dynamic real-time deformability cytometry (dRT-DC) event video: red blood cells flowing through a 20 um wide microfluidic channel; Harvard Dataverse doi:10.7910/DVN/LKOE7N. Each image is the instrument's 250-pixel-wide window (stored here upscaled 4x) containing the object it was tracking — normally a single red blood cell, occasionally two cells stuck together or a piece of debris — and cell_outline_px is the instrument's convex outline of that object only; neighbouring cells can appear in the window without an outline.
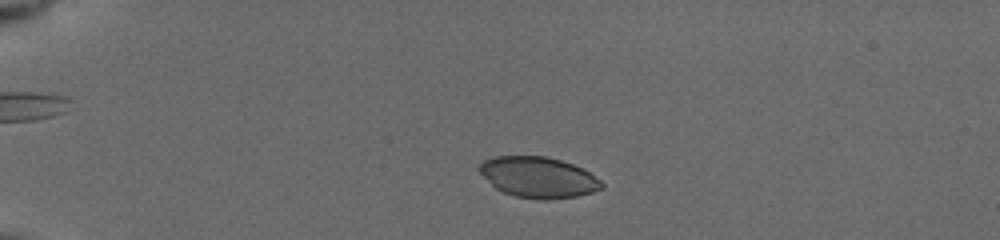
{"species": "common noctule bat (a hibernating species)", "species_latin": "Nyctalus noctula", "temperature_condition": "cold", "stored_images_in_passage": 49, "camera_frame_rate_fps": 3000, "um_per_image_px": 0.085, "animal": {"sex": "female", "body_mass_g": 19.5, "forearm_length_mm": 54.1}, "frame": {"image": 1, "passage_image": 11, "time_ms": 2.667, "image_size_px": [1000, 240], "cell_outline_px": [[604, 188], [592, 192], [576, 196], [548, 200], [544, 200], [516, 196], [504, 192], [496, 188], [476, 168], [484, 160], [496, 156], [544, 156], [560, 160], [584, 168], [600, 180], [604, 184]], "centroid_in_image_um": [45.78, 15.06], "position_along_channel_um": 39.2, "area_um2": 28.96}}
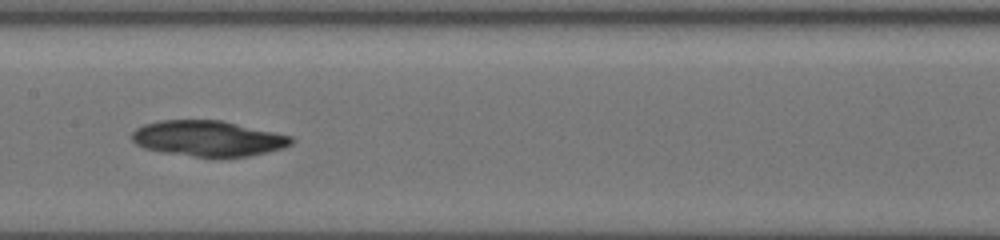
{"frame": {"image": 2, "passage_image": 28, "time_ms": 8.0, "image_size_px": [1000, 240], "cell_outline_px": [[296, 140], [292, 144], [284, 148], [268, 152], [248, 156], [220, 160], [164, 152], [144, 148], [136, 144], [132, 140], [132, 132], [136, 128], [144, 124], [160, 120], [220, 120], [276, 132], [292, 136]], "centroid_in_image_um": [17.74, 11.8], "position_along_channel_um": 189.7, "area_um2": 33.81}}
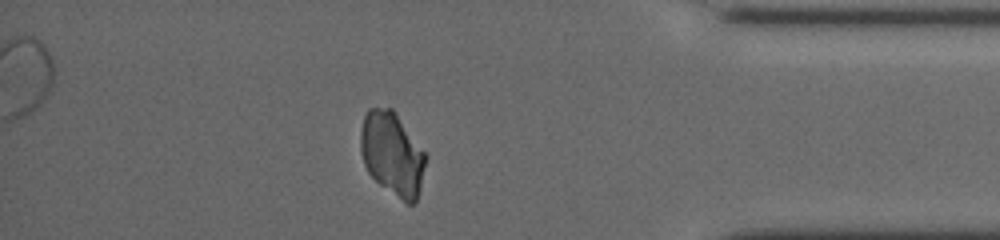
{"frame": {"image": 3, "passage_image": 45, "time_ms": 14.0, "image_size_px": [1000, 240], "cell_outline_px": [[428, 156], [416, 204], [408, 204], [380, 184], [368, 172], [364, 164], [360, 148], [360, 132], [364, 116], [368, 108], [392, 108]], "centroid_in_image_um": [33.35, 13.07], "position_along_channel_um": 401.9, "area_um2": 31.56}}